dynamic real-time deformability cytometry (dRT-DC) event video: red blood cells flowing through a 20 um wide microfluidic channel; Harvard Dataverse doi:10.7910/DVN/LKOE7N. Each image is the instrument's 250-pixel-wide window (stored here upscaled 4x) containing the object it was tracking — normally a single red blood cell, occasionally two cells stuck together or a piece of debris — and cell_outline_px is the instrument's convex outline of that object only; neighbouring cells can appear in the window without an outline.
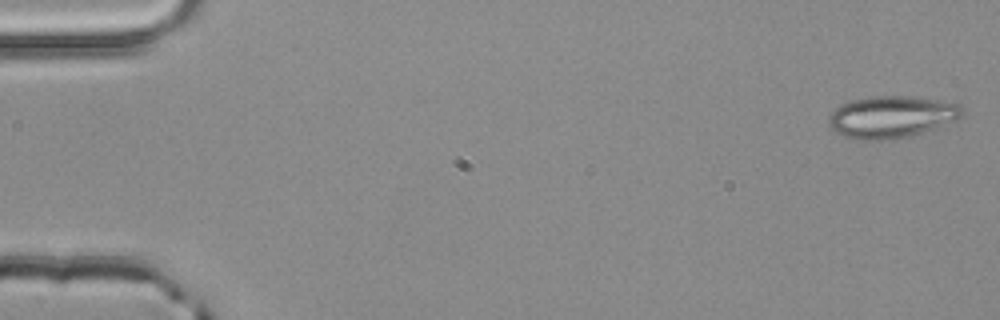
{"species": "common noctule bat (a hibernating species)", "species_latin": "Nyctalus noctula", "temperature_condition": "room temperature", "stored_images_in_passage": 52, "camera_frame_rate_fps": 3000, "um_per_image_px": 0.085, "animal": {"sex": "male", "body_mass_g": 20.4}, "frame": {"image": 1, "passage_image": 1, "time_ms": 0.0, "image_size_px": [1000, 320], "cell_outline_px": [[964, 112], [960, 116], [936, 128], [908, 136], [888, 140], [860, 140], [844, 136], [832, 132], [828, 124], [828, 116], [840, 104], [852, 100], [868, 96], [908, 96], [940, 100], [960, 104], [964, 108]], "centroid_in_image_um": [75.72, 9.93], "position_along_channel_um": 9.3, "area_um2": 32.77}}
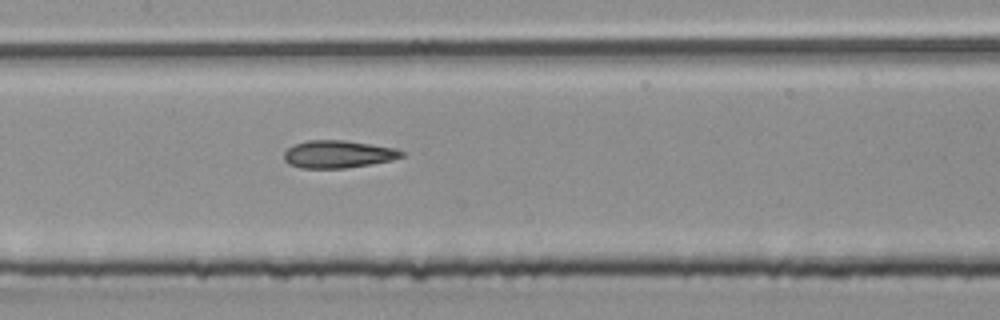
{"frame": {"image": 2, "passage_image": 25, "time_ms": 8.0, "image_size_px": [1000, 320], "cell_outline_px": [[404, 156], [392, 160], [344, 168], [300, 168], [288, 164], [284, 160], [284, 152], [292, 144], [308, 140], [344, 140], [396, 148], [404, 152]], "centroid_in_image_um": [28.7, 13.1], "position_along_channel_um": 178.7, "area_um2": 18.9}}
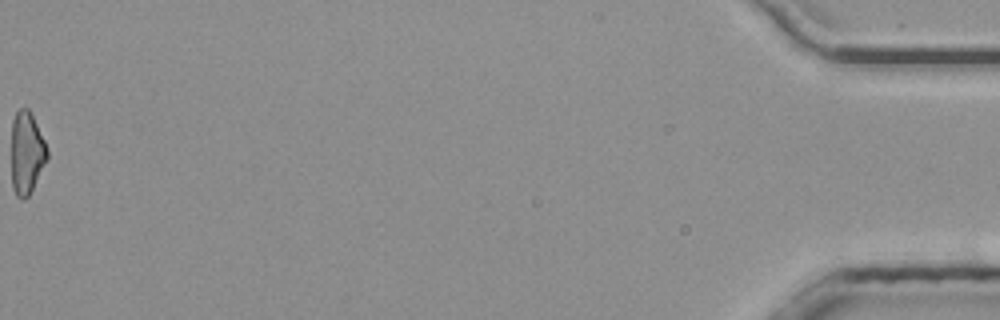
{"frame": {"image": 3, "passage_image": 52, "time_ms": 17.0, "image_size_px": [1000, 320], "cell_outline_px": [[48, 160], [28, 196], [24, 200], [16, 196], [12, 188], [12, 120], [16, 112], [20, 108], [28, 108], [48, 148]], "centroid_in_image_um": [2.27, 13.02], "position_along_channel_um": 432.9, "area_um2": 17.17}, "authors_computed_cell_mechanics": {"area_um2": 18.9584, "velocity_mm_per_s": 4.0317, "shape_relaxation_time_tau1_ms": null, "shape_relaxation_time_tau2_ms": 2.0909, "deformation_change_tau1": null, "deformation_change_tau2": 0.1212}}